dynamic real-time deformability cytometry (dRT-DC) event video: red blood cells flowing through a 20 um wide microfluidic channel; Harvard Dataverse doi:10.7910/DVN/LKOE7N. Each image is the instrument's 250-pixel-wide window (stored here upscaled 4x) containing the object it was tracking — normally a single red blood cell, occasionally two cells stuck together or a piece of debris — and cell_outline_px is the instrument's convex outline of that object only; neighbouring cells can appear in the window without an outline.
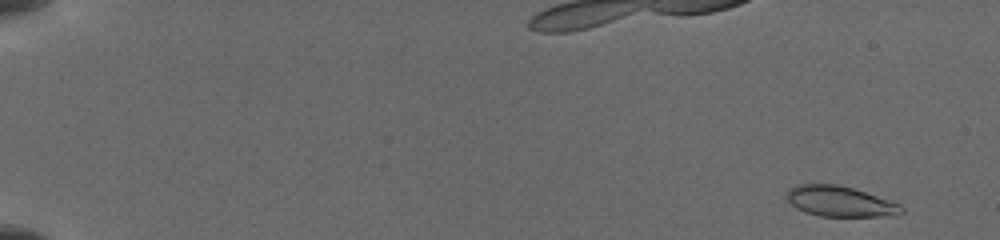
{"species": "common noctule bat (a hibernating species)", "species_latin": "Nyctalus noctula", "temperature_condition": "cold", "stored_images_in_passage": 41, "camera_frame_rate_fps": 3000, "um_per_image_px": 0.085, "animal": {"sex": "female", "body_mass_g": 19.5, "forearm_length_mm": 54.1}, "frame": {"image": 1, "passage_image": 1, "time_ms": 0.0, "image_size_px": [1000, 240], "cell_outline_px": [[904, 212], [880, 216], [820, 216], [804, 212], [796, 208], [788, 200], [788, 188], [796, 184], [836, 184], [852, 188], [900, 204], [904, 208]], "centroid_in_image_um": [71.35, 17.11], "position_along_channel_um": 13.6, "area_um2": 20.06}}
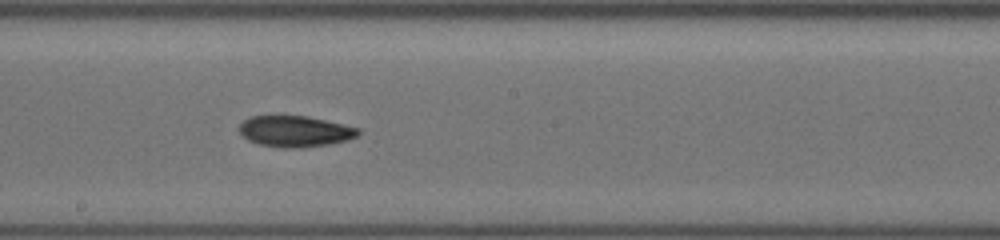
{"frame": {"image": 2, "passage_image": 25, "time_ms": 9.667, "image_size_px": [1000, 240], "cell_outline_px": [[360, 132], [356, 136], [348, 140], [328, 144], [296, 148], [284, 148], [256, 144], [248, 140], [240, 132], [240, 124], [244, 120], [252, 116], [308, 116], [360, 128]], "centroid_in_image_um": [25.08, 11.16], "position_along_channel_um": 223.1, "area_um2": 21.44}}
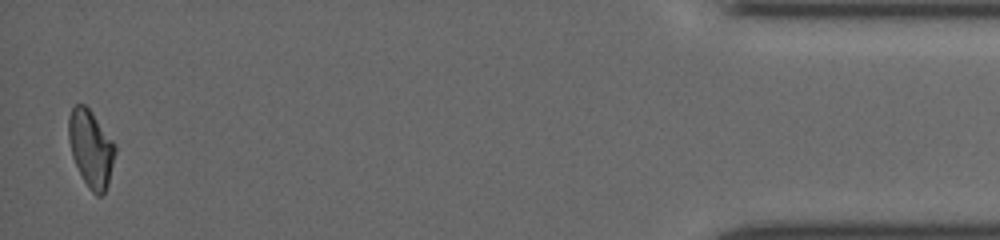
{"frame": {"image": 3, "passage_image": 41, "time_ms": 16.667, "image_size_px": [1000, 240], "cell_outline_px": [[116, 152], [108, 184], [104, 192], [100, 196], [96, 196], [88, 188], [72, 156], [68, 140], [68, 116], [72, 108], [76, 104], [84, 104], [92, 112], [116, 144]], "centroid_in_image_um": [7.73, 12.61], "position_along_channel_um": 427.5, "area_um2": 20.92}}